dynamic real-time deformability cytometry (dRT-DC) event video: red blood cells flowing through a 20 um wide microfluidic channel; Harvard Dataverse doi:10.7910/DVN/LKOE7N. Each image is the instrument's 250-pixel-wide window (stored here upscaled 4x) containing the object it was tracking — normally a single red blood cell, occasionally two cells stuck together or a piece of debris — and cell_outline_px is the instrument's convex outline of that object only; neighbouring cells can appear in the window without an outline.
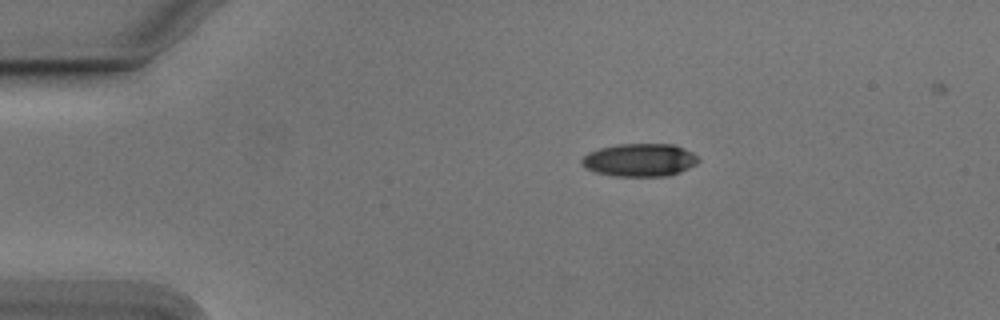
{"species": "Egyptian fruit bat (a non-hibernating species)", "species_latin": "Rousettus aegyptiacus", "temperature_condition": "cold", "stored_images_in_passage": 39, "camera_frame_rate_fps": 3000, "um_per_image_px": 0.085, "animal": {"sex": "male"}, "frame": {"image": 1, "passage_image": 1, "time_ms": 0.0, "image_size_px": [1000, 320], "cell_outline_px": [[700, 160], [696, 164], [680, 172], [664, 176], [616, 176], [596, 172], [588, 168], [580, 160], [588, 152], [600, 148], [620, 144], [672, 144], [684, 148], [700, 156]], "centroid_in_image_um": [54.42, 13.59], "position_along_channel_um": 30.6, "area_um2": 22.25}}
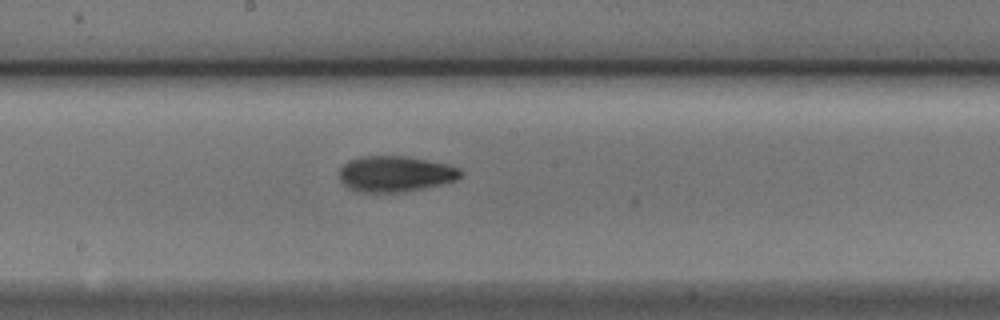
{"frame": {"image": 2, "passage_image": 20, "time_ms": 6.333, "image_size_px": [1000, 320], "cell_outline_px": [[464, 172], [456, 180], [440, 184], [404, 192], [360, 192], [348, 188], [340, 180], [340, 168], [348, 160], [360, 156], [404, 156], [444, 164], [460, 168]], "centroid_in_image_um": [33.56, 14.78], "position_along_channel_um": 214.6, "area_um2": 25.14}}
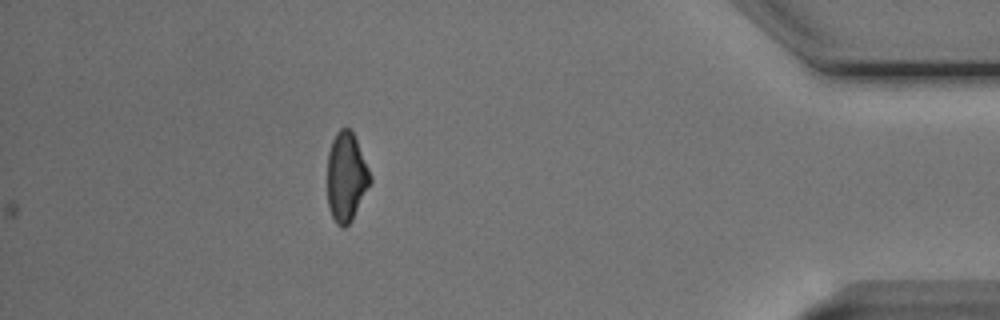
{"frame": {"image": 3, "passage_image": 39, "time_ms": 12.667, "image_size_px": [1000, 320], "cell_outline_px": [[372, 180], [352, 220], [344, 228], [340, 228], [336, 224], [332, 216], [328, 204], [328, 152], [332, 140], [336, 132], [340, 128], [348, 128], [352, 132], [356, 140], [372, 176]], "centroid_in_image_um": [29.43, 15.06], "position_along_channel_um": 405.8, "area_um2": 22.14}, "authors_computed_cell_mechanics": {"area_um2": 23.4668, "velocity_mm_per_s": 3.7821, "shape_relaxation_time_tau1_ms": 3.1603, "shape_relaxation_time_tau2_ms": 5.6195, "deformation_change_tau1": 0.14, "deformation_change_tau2": 0.1379}}